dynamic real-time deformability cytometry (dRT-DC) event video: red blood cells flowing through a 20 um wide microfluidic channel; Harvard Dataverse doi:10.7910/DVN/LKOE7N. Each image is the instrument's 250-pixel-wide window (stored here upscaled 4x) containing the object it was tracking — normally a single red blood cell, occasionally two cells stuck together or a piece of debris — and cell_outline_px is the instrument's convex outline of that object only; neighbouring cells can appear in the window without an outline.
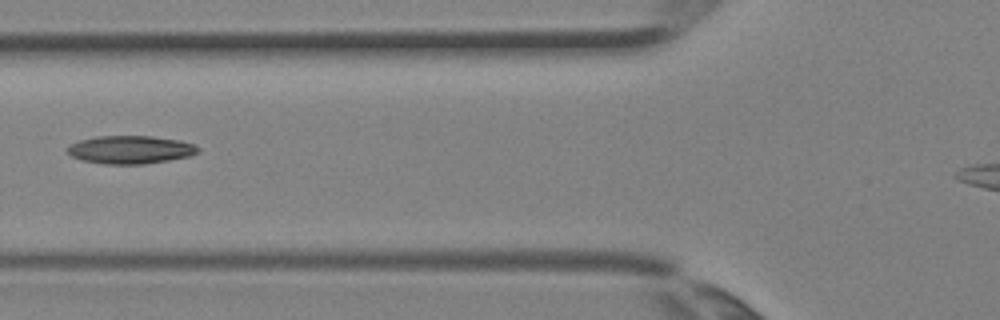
{"species": "Egyptian fruit bat (a non-hibernating species)", "species_latin": "Rousettus aegyptiacus", "temperature_condition": "room temperature", "stored_images_in_passage": 2, "camera_frame_rate_fps": 3000, "um_per_image_px": 0.085, "animal": {"sex": "female"}, "frame": {"image": 1, "passage_image": 2, "time_ms": 0.333, "image_size_px": [1000, 320], "cell_outline_px": [[200, 152], [188, 156], [168, 160], [144, 164], [104, 164], [84, 160], [72, 156], [68, 152], [68, 144], [80, 140], [96, 136], [152, 136], [180, 140], [192, 144], [200, 148]], "centroid_in_image_um": [11.09, 12.71], "position_along_channel_um": 114.7, "area_um2": 21.27}}